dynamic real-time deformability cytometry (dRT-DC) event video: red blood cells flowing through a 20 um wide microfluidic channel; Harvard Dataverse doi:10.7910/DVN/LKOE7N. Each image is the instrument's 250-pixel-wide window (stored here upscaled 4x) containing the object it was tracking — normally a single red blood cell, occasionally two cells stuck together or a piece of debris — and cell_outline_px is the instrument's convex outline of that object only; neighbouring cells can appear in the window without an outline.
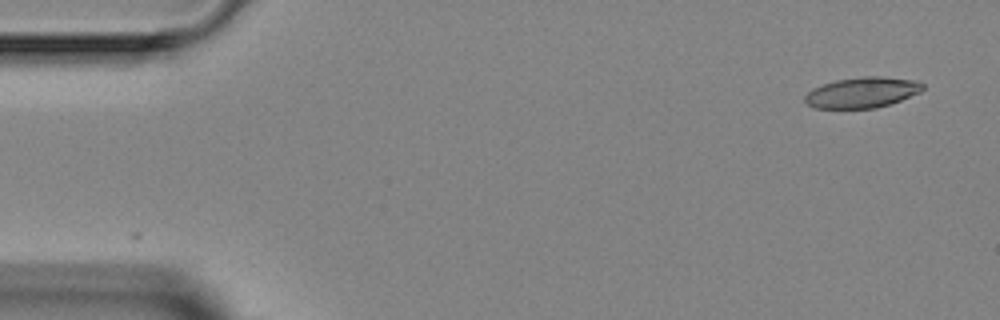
{"species": "Egyptian fruit bat (a non-hibernating species)", "species_latin": "Rousettus aegyptiacus", "temperature_condition": "room temperature", "stored_images_in_passage": 4, "camera_frame_rate_fps": 3000, "um_per_image_px": 0.085, "animal": {"sex": "female"}, "frame": {"image": 1, "passage_image": 1, "time_ms": 0.0, "image_size_px": [1000, 320], "cell_outline_px": [[924, 88], [920, 92], [900, 100], [876, 108], [816, 108], [808, 104], [804, 100], [804, 96], [812, 88], [836, 80], [864, 76], [880, 76], [916, 80], [924, 84]], "centroid_in_image_um": [73.29, 7.85], "position_along_channel_um": 11.7, "area_um2": 20.92}}
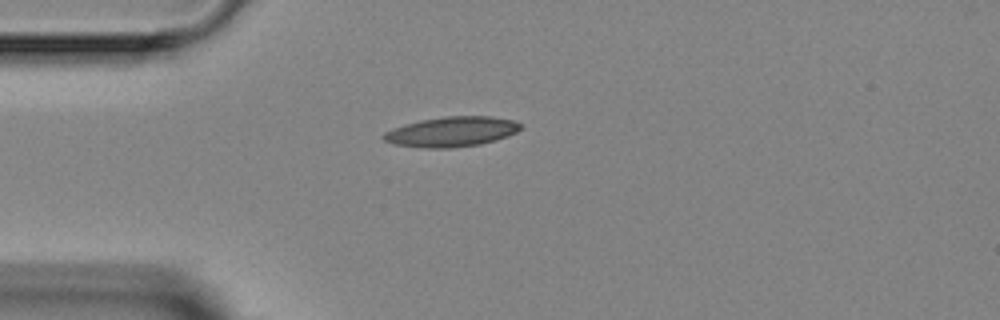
{"frame": {"image": 2, "passage_image": 4, "time_ms": 3.333, "image_size_px": [1000, 320], "cell_outline_px": [[524, 128], [508, 136], [496, 140], [480, 144], [452, 148], [424, 148], [392, 144], [384, 140], [380, 136], [384, 132], [392, 128], [404, 124], [420, 120], [444, 116], [488, 116], [516, 120]], "centroid_in_image_um": [38.38, 11.19], "position_along_channel_um": 46.6, "area_um2": 24.28}}